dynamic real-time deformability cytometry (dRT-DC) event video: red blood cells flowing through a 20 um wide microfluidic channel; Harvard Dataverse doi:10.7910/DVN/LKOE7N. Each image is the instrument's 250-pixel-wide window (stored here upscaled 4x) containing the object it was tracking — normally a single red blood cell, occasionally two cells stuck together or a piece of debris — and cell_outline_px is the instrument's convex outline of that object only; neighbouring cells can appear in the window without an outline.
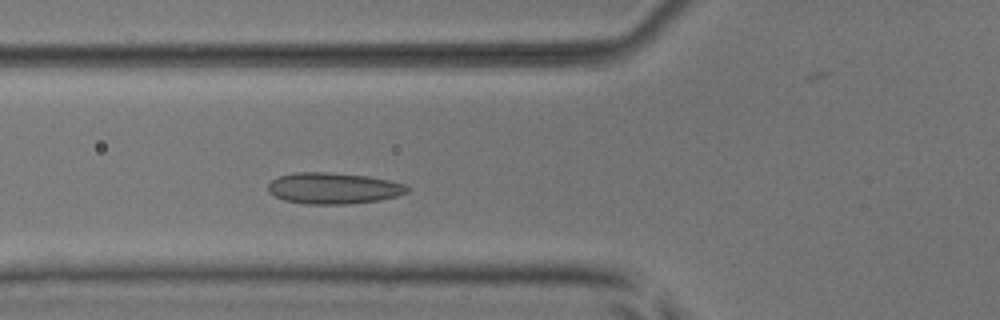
{"species": "common noctule bat (a hibernating species)", "species_latin": "Nyctalus noctula", "temperature_condition": "room temperature", "stored_images_in_passage": 39, "camera_frame_rate_fps": 3000, "um_per_image_px": 0.085, "animal": {"sex": "male", "body_mass_g": 17.9, "forearm_length_mm": 54.2}, "frame": {"image": 1, "passage_image": 6, "time_ms": 1.667, "image_size_px": [1000, 320], "cell_outline_px": [[412, 188], [408, 192], [396, 196], [380, 200], [344, 204], [304, 204], [284, 200], [268, 192], [268, 184], [272, 180], [280, 176], [296, 172], [328, 172], [368, 176], [388, 180], [404, 184]], "centroid_in_image_um": [28.35, 16.0], "position_along_channel_um": 97.5, "area_um2": 25.32}}
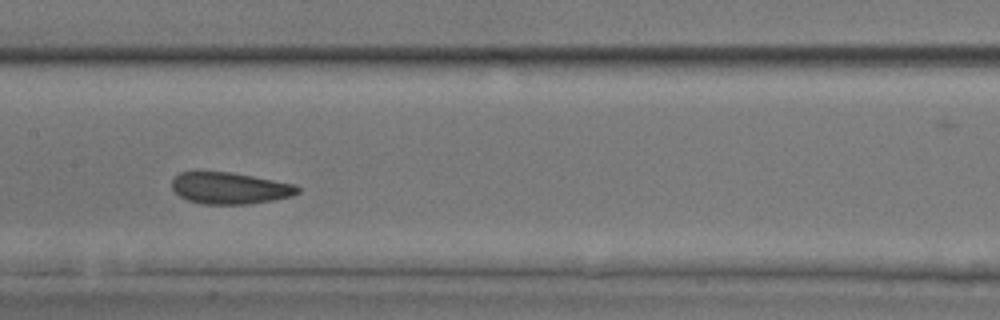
{"frame": {"image": 2, "passage_image": 13, "time_ms": 4.0, "image_size_px": [1000, 320], "cell_outline_px": [[300, 192], [292, 196], [272, 200], [248, 204], [200, 204], [188, 200], [180, 196], [172, 188], [172, 180], [180, 172], [228, 172], [252, 176], [296, 184], [300, 188]], "centroid_in_image_um": [19.55, 16.0], "position_along_channel_um": 187.8, "area_um2": 23.06}}
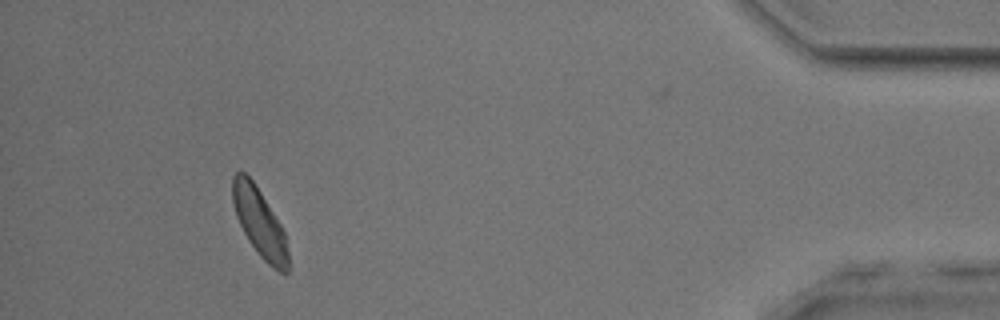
{"frame": {"image": 3, "passage_image": 35, "time_ms": 11.333, "image_size_px": [1000, 320], "cell_outline_px": [[288, 272], [284, 276], [268, 264], [260, 256], [248, 240], [236, 216], [232, 200], [232, 176], [240, 168], [252, 180], [260, 192], [280, 224], [284, 232], [288, 252]], "centroid_in_image_um": [22.05, 18.92], "position_along_channel_um": 413.2, "area_um2": 22.02}, "authors_computed_cell_mechanics": {"area_um2": 23.1778, "velocity_mm_per_s": 3.8844, "shape_relaxation_time_tau1_ms": 9.6906, "shape_relaxation_time_tau2_ms": 1.435, "deformation_change_tau1": 0.1276, "deformation_change_tau2": 0.0597}}